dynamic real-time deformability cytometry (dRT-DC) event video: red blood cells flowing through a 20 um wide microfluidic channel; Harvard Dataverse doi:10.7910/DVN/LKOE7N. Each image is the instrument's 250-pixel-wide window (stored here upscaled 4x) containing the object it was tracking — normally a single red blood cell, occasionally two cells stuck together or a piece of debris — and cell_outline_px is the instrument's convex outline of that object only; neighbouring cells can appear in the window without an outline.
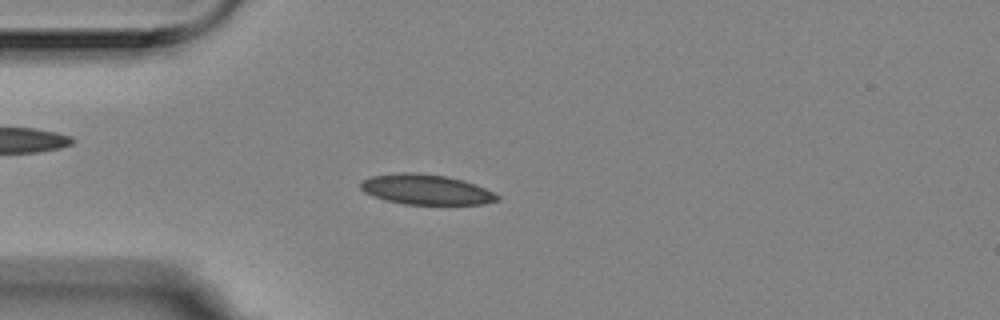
{"species": "Egyptian fruit bat (a non-hibernating species)", "species_latin": "Rousettus aegyptiacus", "temperature_condition": "room temperature", "stored_images_in_passage": 49, "camera_frame_rate_fps": 3000, "um_per_image_px": 0.085, "animal": {"sex": "female"}, "frame": {"image": 1, "passage_image": 8, "time_ms": 2.333, "image_size_px": [1000, 320], "cell_outline_px": [[500, 200], [484, 204], [404, 204], [384, 200], [364, 192], [360, 188], [360, 180], [372, 176], [404, 172], [412, 172], [448, 176], [464, 180], [476, 184], [500, 196]], "centroid_in_image_um": [36.21, 16.11], "position_along_channel_um": 48.8, "area_um2": 24.1}}
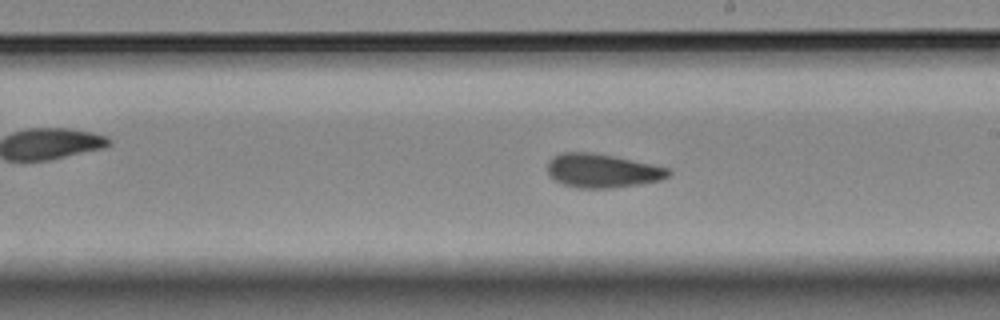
{"frame": {"image": 2, "passage_image": 25, "time_ms": 8.0, "image_size_px": [1000, 320], "cell_outline_px": [[672, 172], [668, 176], [660, 180], [640, 184], [608, 188], [576, 188], [564, 184], [556, 180], [548, 172], [548, 160], [552, 156], [564, 152], [592, 152], [652, 164], [668, 168]], "centroid_in_image_um": [51.18, 14.51], "position_along_channel_um": 237.8, "area_um2": 23.64}}
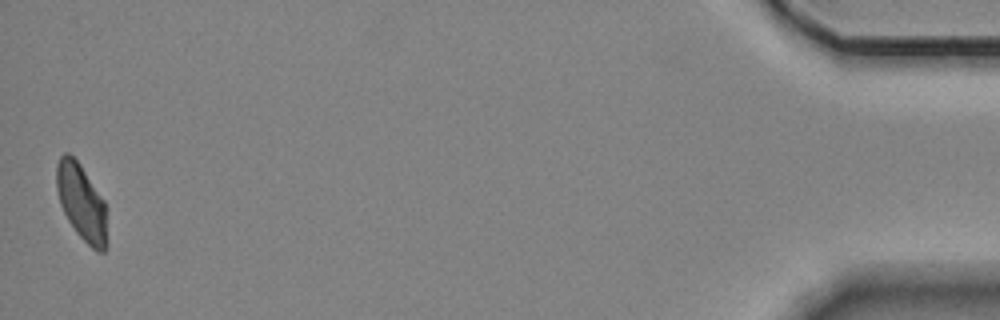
{"frame": {"image": 3, "passage_image": 49, "time_ms": 16.0, "image_size_px": [1000, 320], "cell_outline_px": [[108, 248], [104, 252], [96, 252], [76, 232], [68, 220], [60, 204], [56, 188], [56, 164], [60, 156], [64, 152], [68, 152], [80, 164], [104, 200], [108, 244]], "centroid_in_image_um": [6.94, 17.22], "position_along_channel_um": 428.3, "area_um2": 22.6}, "authors_computed_cell_mechanics": {"area_um2": 23.409, "velocity_mm_per_s": 3.5243, "shape_relaxation_time_tau1_ms": 6.9472, "shape_relaxation_time_tau2_ms": 2.8185, "deformation_change_tau1": 0.1515, "deformation_change_tau2": 0.0767}}